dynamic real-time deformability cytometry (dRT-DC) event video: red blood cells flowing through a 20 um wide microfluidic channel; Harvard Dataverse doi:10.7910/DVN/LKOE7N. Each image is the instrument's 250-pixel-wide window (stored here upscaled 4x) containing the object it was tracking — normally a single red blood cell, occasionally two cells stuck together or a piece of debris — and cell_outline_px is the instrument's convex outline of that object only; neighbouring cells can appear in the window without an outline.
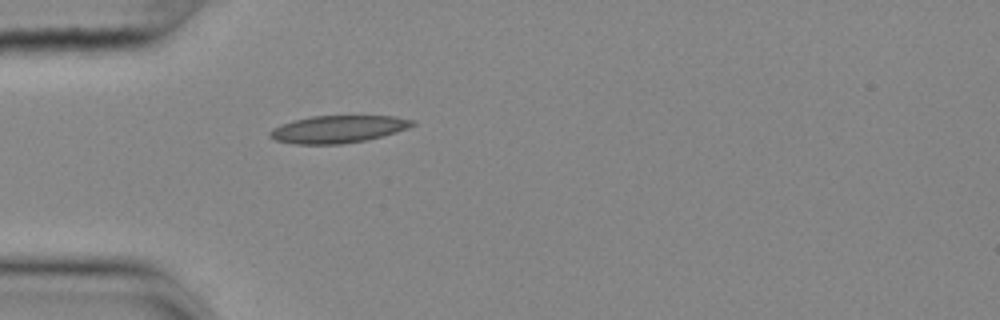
{"species": "common noctule bat (a hibernating species)", "species_latin": "Nyctalus noctula", "temperature_condition": "cold", "stored_images_in_passage": 40, "camera_frame_rate_fps": 3000, "um_per_image_px": 0.085, "animal": {"sex": "female", "body_mass_g": 25.1}, "frame": {"image": 1, "passage_image": 1, "time_ms": 0.0, "image_size_px": [1000, 320], "cell_outline_px": [[416, 124], [408, 128], [396, 132], [364, 140], [340, 144], [296, 144], [276, 140], [268, 136], [268, 132], [272, 128], [280, 124], [312, 116], [396, 116], [416, 120]], "centroid_in_image_um": [28.74, 10.97], "position_along_channel_um": 56.3, "area_um2": 22.66}}
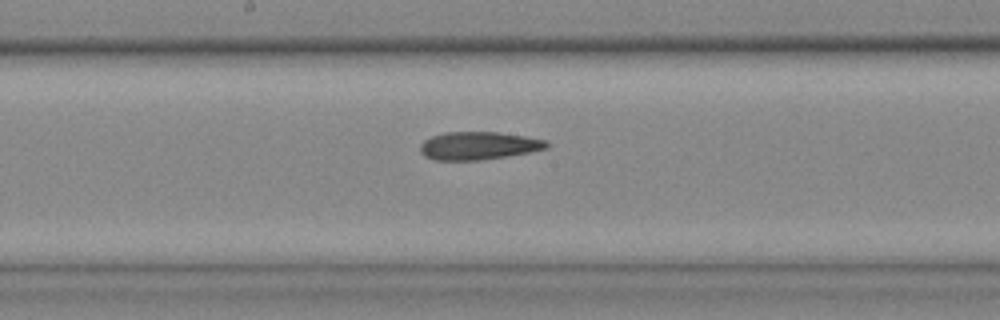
{"frame": {"image": 2, "passage_image": 14, "time_ms": 4.333, "image_size_px": [1000, 320], "cell_outline_px": [[548, 148], [528, 152], [480, 160], [432, 160], [424, 156], [420, 152], [420, 144], [424, 140], [432, 136], [444, 132], [500, 132], [548, 140]], "centroid_in_image_um": [40.64, 12.38], "position_along_channel_um": 207.6, "area_um2": 20.58}}
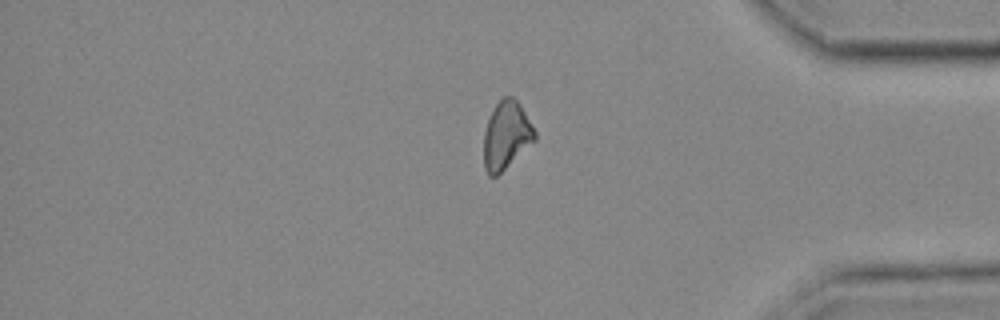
{"frame": {"image": 3, "passage_image": 31, "time_ms": 10.0, "image_size_px": [1000, 320], "cell_outline_px": [[536, 140], [496, 176], [488, 176], [484, 168], [484, 132], [488, 120], [496, 104], [504, 96], [512, 96], [520, 104], [536, 132]], "centroid_in_image_um": [43.03, 11.51], "position_along_channel_um": 392.2, "area_um2": 19.94}, "authors_computed_cell_mechanics": {"area_um2": 20.6346, "velocity_mm_per_s": 3.64, "shape_relaxation_time_tau1_ms": null, "shape_relaxation_time_tau2_ms": 8.6713, "deformation_change_tau1": null, "deformation_change_tau2": 0.1998}}